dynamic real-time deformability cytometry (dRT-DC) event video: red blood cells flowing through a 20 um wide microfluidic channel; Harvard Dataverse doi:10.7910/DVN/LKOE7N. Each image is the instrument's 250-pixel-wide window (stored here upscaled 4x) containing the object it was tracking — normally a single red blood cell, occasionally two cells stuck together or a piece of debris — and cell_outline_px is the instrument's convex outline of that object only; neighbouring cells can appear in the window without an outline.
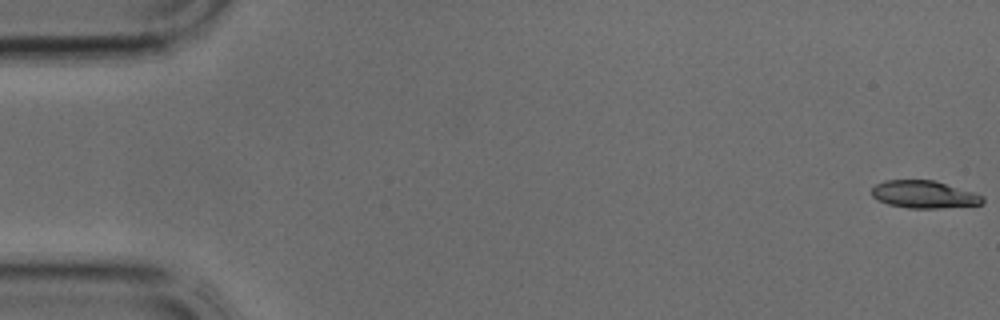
{"species": "common noctule bat (a hibernating species)", "species_latin": "Nyctalus noctula", "temperature_condition": "cold", "stored_images_in_passage": 39, "camera_frame_rate_fps": 3000, "um_per_image_px": 0.085, "animal": {"sex": "male", "body_mass_g": 17.9, "forearm_length_mm": 54.2}, "frame": {"image": 1, "passage_image": 1, "time_ms": 0.0, "image_size_px": [1000, 320], "cell_outline_px": [[984, 204], [940, 208], [908, 208], [888, 204], [876, 200], [872, 196], [872, 188], [876, 184], [884, 180], [932, 180], [972, 192], [984, 196]], "centroid_in_image_um": [78.52, 16.53], "position_along_channel_um": 6.5, "area_um2": 17.69}}
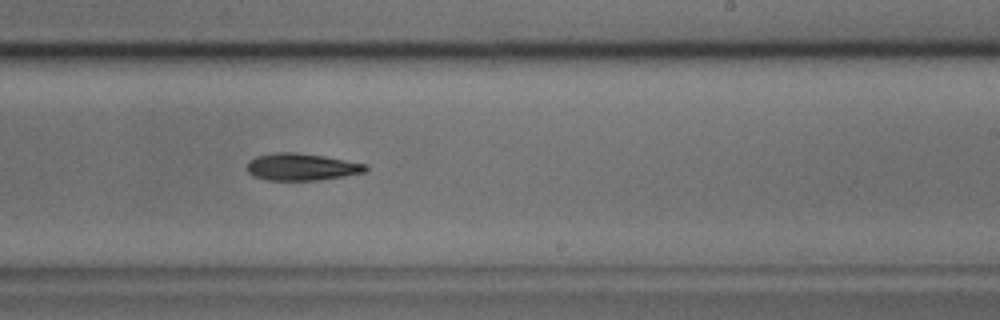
{"frame": {"image": 2, "passage_image": 24, "time_ms": 7.667, "image_size_px": [1000, 320], "cell_outline_px": [[368, 172], [344, 176], [316, 180], [268, 180], [252, 176], [248, 172], [248, 160], [256, 156], [276, 152], [296, 152], [324, 156], [368, 164]], "centroid_in_image_um": [25.66, 14.18], "position_along_channel_um": 263.3, "area_um2": 18.84}}
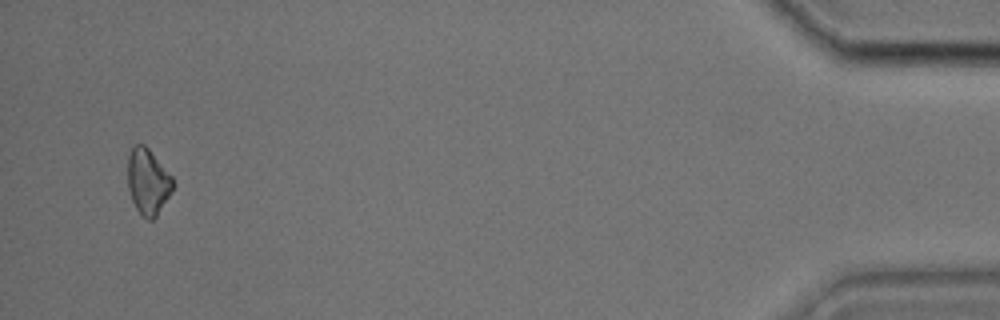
{"frame": {"image": 3, "passage_image": 38, "time_ms": 12.333, "image_size_px": [1000, 320], "cell_outline_px": [[172, 188], [168, 196], [156, 216], [152, 220], [148, 220], [136, 208], [132, 200], [128, 188], [128, 156], [132, 148], [136, 144], [144, 144], [148, 148], [172, 176]], "centroid_in_image_um": [12.55, 15.42], "position_along_channel_um": 422.7, "area_um2": 16.88}}